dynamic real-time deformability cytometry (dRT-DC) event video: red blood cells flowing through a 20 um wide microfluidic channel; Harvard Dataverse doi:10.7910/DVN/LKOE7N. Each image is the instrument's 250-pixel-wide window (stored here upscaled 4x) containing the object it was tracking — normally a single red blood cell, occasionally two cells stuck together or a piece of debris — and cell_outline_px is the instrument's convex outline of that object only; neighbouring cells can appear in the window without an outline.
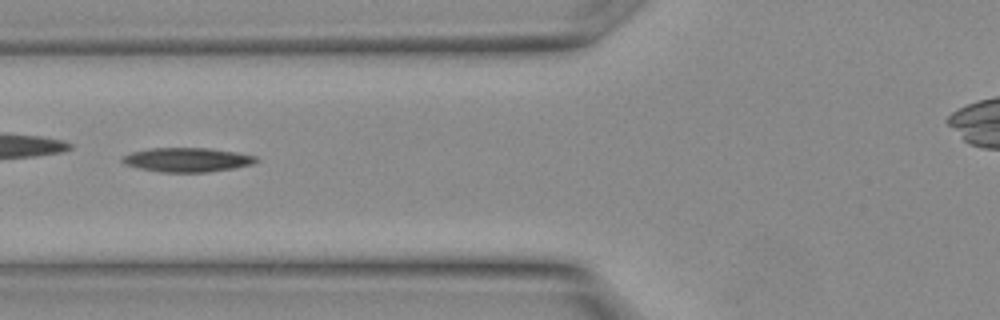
{"species": "Egyptian fruit bat (a non-hibernating species)", "species_latin": "Rousettus aegyptiacus", "temperature_condition": "warm", "stored_images_in_passage": 10, "camera_frame_rate_fps": 3000, "um_per_image_px": 0.085, "animal": {"sex": "female"}, "frame": {"image": 1, "passage_image": 7, "time_ms": 2.0, "image_size_px": [1000, 320], "cell_outline_px": [[260, 160], [252, 164], [232, 168], [208, 172], [160, 172], [140, 168], [124, 164], [120, 160], [124, 156], [132, 152], [152, 148], [208, 148], [236, 152], [256, 156]], "centroid_in_image_um": [15.92, 13.58], "position_along_channel_um": 109.9, "area_um2": 18.73}}
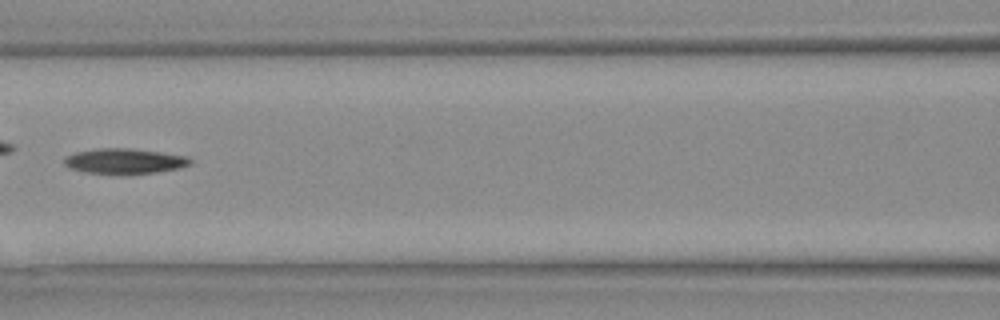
{"frame": {"image": 2, "passage_image": 9, "time_ms": 2.667, "image_size_px": [1000, 320], "cell_outline_px": [[192, 164], [180, 168], [156, 172], [88, 172], [72, 168], [64, 164], [64, 156], [76, 152], [100, 148], [128, 148], [160, 152], [184, 156], [192, 160]], "centroid_in_image_um": [10.6, 13.66], "position_along_channel_um": 156.0, "area_um2": 17.8}}